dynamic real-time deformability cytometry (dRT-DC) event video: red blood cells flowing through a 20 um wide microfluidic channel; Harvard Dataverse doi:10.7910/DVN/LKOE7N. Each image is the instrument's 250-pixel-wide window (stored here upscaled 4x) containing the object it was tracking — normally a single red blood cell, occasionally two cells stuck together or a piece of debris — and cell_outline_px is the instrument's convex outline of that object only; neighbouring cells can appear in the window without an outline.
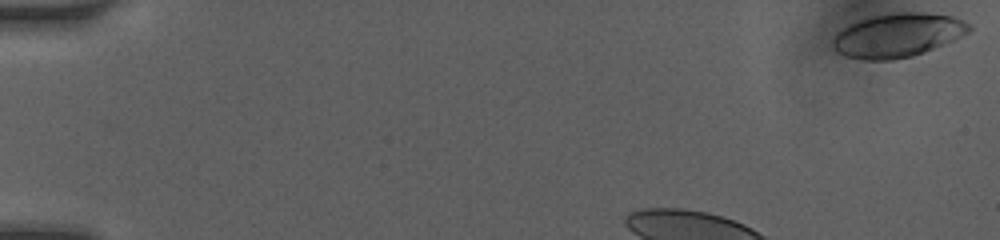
{"species": "human", "species_latin": "Homo sapiens", "temperature_condition": "room temperature", "stored_images_in_passage": 14, "camera_frame_rate_fps": 3000, "um_per_image_px": 0.085, "donor": {"sex": "female"}, "frame": {"image": 1, "passage_image": 1, "time_ms": 0.0, "image_size_px": [1000, 240], "cell_outline_px": [[972, 28], [968, 32], [944, 44], [924, 52], [912, 56], [892, 60], [864, 60], [844, 56], [836, 52], [832, 44], [832, 40], [836, 32], [860, 20], [872, 16], [892, 12], [924, 12], [952, 16], [964, 20]], "centroid_in_image_um": [76.28, 3.0], "position_along_channel_um": 8.7, "area_um2": 34.8}}
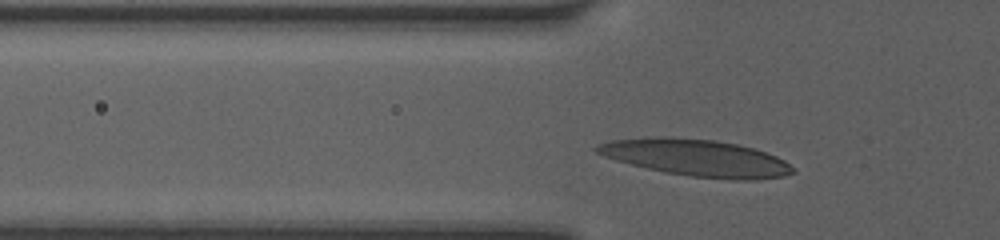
{"frame": {"image": 2, "passage_image": 10, "time_ms": 3.333, "image_size_px": [1000, 240], "cell_outline_px": [[796, 172], [780, 176], [756, 180], [732, 180], [692, 176], [664, 172], [616, 160], [604, 156], [596, 152], [592, 148], [596, 144], [608, 140], [656, 136], [668, 136], [716, 140], [756, 148], [776, 156], [784, 160]], "centroid_in_image_um": [59.15, 13.39], "position_along_channel_um": 66.7, "area_um2": 42.19}}
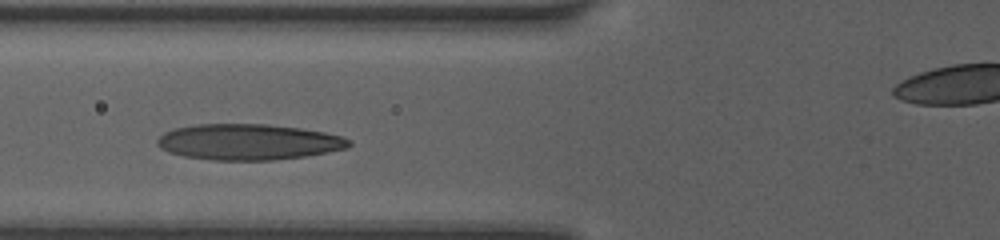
{"frame": {"image": 3, "passage_image": 13, "time_ms": 4.333, "image_size_px": [1000, 240], "cell_outline_px": [[352, 144], [348, 148], [328, 152], [304, 156], [272, 160], [212, 160], [184, 156], [168, 152], [160, 148], [156, 144], [156, 140], [164, 132], [172, 128], [196, 124], [268, 124], [300, 128], [324, 132], [340, 136], [352, 140]], "centroid_in_image_um": [21.09, 12.06], "position_along_channel_um": 104.7, "area_um2": 40.29}}